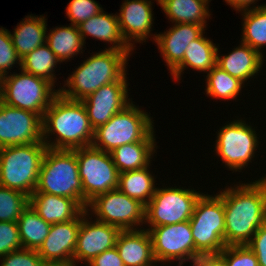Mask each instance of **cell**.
Wrapping results in <instances>:
<instances>
[{"instance_id":"d4e9b609","label":"cell","mask_w":266,"mask_h":266,"mask_svg":"<svg viewBox=\"0 0 266 266\" xmlns=\"http://www.w3.org/2000/svg\"><path fill=\"white\" fill-rule=\"evenodd\" d=\"M46 20L44 15H28L17 24L14 33L10 32L12 44L21 59L46 43Z\"/></svg>"},{"instance_id":"7402d4cb","label":"cell","mask_w":266,"mask_h":266,"mask_svg":"<svg viewBox=\"0 0 266 266\" xmlns=\"http://www.w3.org/2000/svg\"><path fill=\"white\" fill-rule=\"evenodd\" d=\"M29 205L47 223H64L76 219L85 209L74 199L48 193H32Z\"/></svg>"},{"instance_id":"44dd1931","label":"cell","mask_w":266,"mask_h":266,"mask_svg":"<svg viewBox=\"0 0 266 266\" xmlns=\"http://www.w3.org/2000/svg\"><path fill=\"white\" fill-rule=\"evenodd\" d=\"M217 50L216 65L232 77L238 78L244 84L260 73L264 63V54L240 41L227 55H219Z\"/></svg>"},{"instance_id":"ba28073f","label":"cell","mask_w":266,"mask_h":266,"mask_svg":"<svg viewBox=\"0 0 266 266\" xmlns=\"http://www.w3.org/2000/svg\"><path fill=\"white\" fill-rule=\"evenodd\" d=\"M2 77L0 101L6 105L39 114L42 118L59 93L45 79L20 70Z\"/></svg>"},{"instance_id":"836d02e7","label":"cell","mask_w":266,"mask_h":266,"mask_svg":"<svg viewBox=\"0 0 266 266\" xmlns=\"http://www.w3.org/2000/svg\"><path fill=\"white\" fill-rule=\"evenodd\" d=\"M29 205V197L22 192L0 186V222H17Z\"/></svg>"},{"instance_id":"5bb4252c","label":"cell","mask_w":266,"mask_h":266,"mask_svg":"<svg viewBox=\"0 0 266 266\" xmlns=\"http://www.w3.org/2000/svg\"><path fill=\"white\" fill-rule=\"evenodd\" d=\"M43 142V118L0 101V148Z\"/></svg>"},{"instance_id":"6da1fadb","label":"cell","mask_w":266,"mask_h":266,"mask_svg":"<svg viewBox=\"0 0 266 266\" xmlns=\"http://www.w3.org/2000/svg\"><path fill=\"white\" fill-rule=\"evenodd\" d=\"M233 186L217 193L225 211L224 241L226 246L247 245L266 222V175Z\"/></svg>"},{"instance_id":"7a4b0ae2","label":"cell","mask_w":266,"mask_h":266,"mask_svg":"<svg viewBox=\"0 0 266 266\" xmlns=\"http://www.w3.org/2000/svg\"><path fill=\"white\" fill-rule=\"evenodd\" d=\"M56 136L52 141L51 136ZM94 129L80 100L58 93L43 116V142L49 149L74 150L92 145Z\"/></svg>"},{"instance_id":"2e32d148","label":"cell","mask_w":266,"mask_h":266,"mask_svg":"<svg viewBox=\"0 0 266 266\" xmlns=\"http://www.w3.org/2000/svg\"><path fill=\"white\" fill-rule=\"evenodd\" d=\"M126 73L119 81L101 86L94 93L81 100L93 129L106 124L114 114L122 111L132 102L128 94Z\"/></svg>"},{"instance_id":"30bf717a","label":"cell","mask_w":266,"mask_h":266,"mask_svg":"<svg viewBox=\"0 0 266 266\" xmlns=\"http://www.w3.org/2000/svg\"><path fill=\"white\" fill-rule=\"evenodd\" d=\"M203 193L181 187L156 188L145 206V224L149 228L190 220L197 200Z\"/></svg>"},{"instance_id":"8fae6325","label":"cell","mask_w":266,"mask_h":266,"mask_svg":"<svg viewBox=\"0 0 266 266\" xmlns=\"http://www.w3.org/2000/svg\"><path fill=\"white\" fill-rule=\"evenodd\" d=\"M225 124L217 132L214 151L232 173L241 172L255 158L259 137L246 120L236 119Z\"/></svg>"},{"instance_id":"9c48e42d","label":"cell","mask_w":266,"mask_h":266,"mask_svg":"<svg viewBox=\"0 0 266 266\" xmlns=\"http://www.w3.org/2000/svg\"><path fill=\"white\" fill-rule=\"evenodd\" d=\"M83 188V208L95 196L118 188L119 172L110 153L92 145L76 149Z\"/></svg>"},{"instance_id":"ee69618b","label":"cell","mask_w":266,"mask_h":266,"mask_svg":"<svg viewBox=\"0 0 266 266\" xmlns=\"http://www.w3.org/2000/svg\"><path fill=\"white\" fill-rule=\"evenodd\" d=\"M42 266H76L73 263L71 264H51V263H44Z\"/></svg>"},{"instance_id":"7bdbcfd3","label":"cell","mask_w":266,"mask_h":266,"mask_svg":"<svg viewBox=\"0 0 266 266\" xmlns=\"http://www.w3.org/2000/svg\"><path fill=\"white\" fill-rule=\"evenodd\" d=\"M225 3H227L228 5H230V7H232L233 9H235L236 11H243L246 9H251V8H260V7H264L266 6V4H262V5H257L255 6L254 4H256V2L258 0H224ZM251 4L253 5L251 7Z\"/></svg>"},{"instance_id":"277c9868","label":"cell","mask_w":266,"mask_h":266,"mask_svg":"<svg viewBox=\"0 0 266 266\" xmlns=\"http://www.w3.org/2000/svg\"><path fill=\"white\" fill-rule=\"evenodd\" d=\"M44 142L0 148V186L24 193L35 191L44 154Z\"/></svg>"},{"instance_id":"d590c367","label":"cell","mask_w":266,"mask_h":266,"mask_svg":"<svg viewBox=\"0 0 266 266\" xmlns=\"http://www.w3.org/2000/svg\"><path fill=\"white\" fill-rule=\"evenodd\" d=\"M15 64L21 68V58L18 56L10 36V31L3 27L0 28V76L9 74V70Z\"/></svg>"},{"instance_id":"f6af8a7d","label":"cell","mask_w":266,"mask_h":266,"mask_svg":"<svg viewBox=\"0 0 266 266\" xmlns=\"http://www.w3.org/2000/svg\"><path fill=\"white\" fill-rule=\"evenodd\" d=\"M2 77L0 76V93H1Z\"/></svg>"},{"instance_id":"f546056e","label":"cell","mask_w":266,"mask_h":266,"mask_svg":"<svg viewBox=\"0 0 266 266\" xmlns=\"http://www.w3.org/2000/svg\"><path fill=\"white\" fill-rule=\"evenodd\" d=\"M17 223L22 246L30 250L39 249L51 227L30 205L22 211Z\"/></svg>"},{"instance_id":"cb8c5ba5","label":"cell","mask_w":266,"mask_h":266,"mask_svg":"<svg viewBox=\"0 0 266 266\" xmlns=\"http://www.w3.org/2000/svg\"><path fill=\"white\" fill-rule=\"evenodd\" d=\"M205 32L197 39L193 40L184 52L183 60L170 72L171 78L181 80V74L187 68L208 73L217 61V50L215 43L209 38L204 37Z\"/></svg>"},{"instance_id":"d6a6232c","label":"cell","mask_w":266,"mask_h":266,"mask_svg":"<svg viewBox=\"0 0 266 266\" xmlns=\"http://www.w3.org/2000/svg\"><path fill=\"white\" fill-rule=\"evenodd\" d=\"M206 88L207 96L222 100L237 99L241 93L244 83L238 78L232 77L226 71L215 65L208 73H206Z\"/></svg>"},{"instance_id":"1f68e13d","label":"cell","mask_w":266,"mask_h":266,"mask_svg":"<svg viewBox=\"0 0 266 266\" xmlns=\"http://www.w3.org/2000/svg\"><path fill=\"white\" fill-rule=\"evenodd\" d=\"M242 14L241 42L262 54L266 47V6L239 11Z\"/></svg>"},{"instance_id":"74e56055","label":"cell","mask_w":266,"mask_h":266,"mask_svg":"<svg viewBox=\"0 0 266 266\" xmlns=\"http://www.w3.org/2000/svg\"><path fill=\"white\" fill-rule=\"evenodd\" d=\"M23 248L17 222H0V257Z\"/></svg>"},{"instance_id":"8d00e7d4","label":"cell","mask_w":266,"mask_h":266,"mask_svg":"<svg viewBox=\"0 0 266 266\" xmlns=\"http://www.w3.org/2000/svg\"><path fill=\"white\" fill-rule=\"evenodd\" d=\"M219 254L227 266H259L257 256L247 245L226 246Z\"/></svg>"},{"instance_id":"52a82bcc","label":"cell","mask_w":266,"mask_h":266,"mask_svg":"<svg viewBox=\"0 0 266 266\" xmlns=\"http://www.w3.org/2000/svg\"><path fill=\"white\" fill-rule=\"evenodd\" d=\"M195 243V260L200 255L219 254L225 247V211L222 198L202 194L190 220Z\"/></svg>"},{"instance_id":"ab89813d","label":"cell","mask_w":266,"mask_h":266,"mask_svg":"<svg viewBox=\"0 0 266 266\" xmlns=\"http://www.w3.org/2000/svg\"><path fill=\"white\" fill-rule=\"evenodd\" d=\"M247 246L257 256L259 266H266V222L258 228Z\"/></svg>"},{"instance_id":"e575fe53","label":"cell","mask_w":266,"mask_h":266,"mask_svg":"<svg viewBox=\"0 0 266 266\" xmlns=\"http://www.w3.org/2000/svg\"><path fill=\"white\" fill-rule=\"evenodd\" d=\"M66 7V16L72 25L78 26L103 10L94 0H70Z\"/></svg>"},{"instance_id":"484cf974","label":"cell","mask_w":266,"mask_h":266,"mask_svg":"<svg viewBox=\"0 0 266 266\" xmlns=\"http://www.w3.org/2000/svg\"><path fill=\"white\" fill-rule=\"evenodd\" d=\"M156 146V141H138L121 145L110 154L118 172L123 173L152 165L151 161L156 153Z\"/></svg>"},{"instance_id":"3957f363","label":"cell","mask_w":266,"mask_h":266,"mask_svg":"<svg viewBox=\"0 0 266 266\" xmlns=\"http://www.w3.org/2000/svg\"><path fill=\"white\" fill-rule=\"evenodd\" d=\"M131 52L134 51L104 49L92 54L69 74L63 87L57 90L68 99H85L101 86L119 81L126 74Z\"/></svg>"},{"instance_id":"9a60e30c","label":"cell","mask_w":266,"mask_h":266,"mask_svg":"<svg viewBox=\"0 0 266 266\" xmlns=\"http://www.w3.org/2000/svg\"><path fill=\"white\" fill-rule=\"evenodd\" d=\"M90 213L84 210L80 214V228L73 254V264L90 262L104 251L116 246L121 230L110 224L98 220L89 221ZM77 263V264H76Z\"/></svg>"},{"instance_id":"4dcf8cb0","label":"cell","mask_w":266,"mask_h":266,"mask_svg":"<svg viewBox=\"0 0 266 266\" xmlns=\"http://www.w3.org/2000/svg\"><path fill=\"white\" fill-rule=\"evenodd\" d=\"M60 63V60L45 43L35 48L21 59V68H19V70L22 69L27 73L45 79L56 87L54 69H56V65Z\"/></svg>"},{"instance_id":"4fadbf2b","label":"cell","mask_w":266,"mask_h":266,"mask_svg":"<svg viewBox=\"0 0 266 266\" xmlns=\"http://www.w3.org/2000/svg\"><path fill=\"white\" fill-rule=\"evenodd\" d=\"M153 247V254L159 264L171 263L174 260L178 266H183L186 261L195 260V243L192 237L189 220L172 225L147 228Z\"/></svg>"},{"instance_id":"7c38bea8","label":"cell","mask_w":266,"mask_h":266,"mask_svg":"<svg viewBox=\"0 0 266 266\" xmlns=\"http://www.w3.org/2000/svg\"><path fill=\"white\" fill-rule=\"evenodd\" d=\"M86 211L96 220L118 227L121 231L139 230L145 224V205L118 188L101 193L88 202ZM138 227V228H137Z\"/></svg>"},{"instance_id":"f1b7e54d","label":"cell","mask_w":266,"mask_h":266,"mask_svg":"<svg viewBox=\"0 0 266 266\" xmlns=\"http://www.w3.org/2000/svg\"><path fill=\"white\" fill-rule=\"evenodd\" d=\"M150 171L149 165L142 169L119 173L118 189L146 206L157 188L155 175Z\"/></svg>"},{"instance_id":"4316f807","label":"cell","mask_w":266,"mask_h":266,"mask_svg":"<svg viewBox=\"0 0 266 266\" xmlns=\"http://www.w3.org/2000/svg\"><path fill=\"white\" fill-rule=\"evenodd\" d=\"M172 23L207 25L211 0H155Z\"/></svg>"},{"instance_id":"83f0119b","label":"cell","mask_w":266,"mask_h":266,"mask_svg":"<svg viewBox=\"0 0 266 266\" xmlns=\"http://www.w3.org/2000/svg\"><path fill=\"white\" fill-rule=\"evenodd\" d=\"M50 33H46V44L54 52L61 63L70 60L72 57L83 53V43L78 26H56ZM81 51V52H80Z\"/></svg>"},{"instance_id":"d6986e66","label":"cell","mask_w":266,"mask_h":266,"mask_svg":"<svg viewBox=\"0 0 266 266\" xmlns=\"http://www.w3.org/2000/svg\"><path fill=\"white\" fill-rule=\"evenodd\" d=\"M207 25L192 23H175L163 33L157 34L155 44L171 72L184 57L189 44L199 38Z\"/></svg>"},{"instance_id":"e0dca14e","label":"cell","mask_w":266,"mask_h":266,"mask_svg":"<svg viewBox=\"0 0 266 266\" xmlns=\"http://www.w3.org/2000/svg\"><path fill=\"white\" fill-rule=\"evenodd\" d=\"M152 3L150 0H125L120 7L117 14L120 31L132 49H135L136 42H147L149 36H153L154 42L156 40L157 34H151L154 22Z\"/></svg>"},{"instance_id":"ffe728a7","label":"cell","mask_w":266,"mask_h":266,"mask_svg":"<svg viewBox=\"0 0 266 266\" xmlns=\"http://www.w3.org/2000/svg\"><path fill=\"white\" fill-rule=\"evenodd\" d=\"M125 230L117 237L116 249L125 266H152L156 263L148 230Z\"/></svg>"},{"instance_id":"f35d334b","label":"cell","mask_w":266,"mask_h":266,"mask_svg":"<svg viewBox=\"0 0 266 266\" xmlns=\"http://www.w3.org/2000/svg\"><path fill=\"white\" fill-rule=\"evenodd\" d=\"M0 266H42L44 264L37 250L21 248L0 257Z\"/></svg>"},{"instance_id":"8992f818","label":"cell","mask_w":266,"mask_h":266,"mask_svg":"<svg viewBox=\"0 0 266 266\" xmlns=\"http://www.w3.org/2000/svg\"><path fill=\"white\" fill-rule=\"evenodd\" d=\"M33 193H48L76 200L83 207V188L76 149L47 148Z\"/></svg>"},{"instance_id":"60d3db41","label":"cell","mask_w":266,"mask_h":266,"mask_svg":"<svg viewBox=\"0 0 266 266\" xmlns=\"http://www.w3.org/2000/svg\"><path fill=\"white\" fill-rule=\"evenodd\" d=\"M86 266H125L116 247L108 249L93 258Z\"/></svg>"},{"instance_id":"603a6c76","label":"cell","mask_w":266,"mask_h":266,"mask_svg":"<svg viewBox=\"0 0 266 266\" xmlns=\"http://www.w3.org/2000/svg\"><path fill=\"white\" fill-rule=\"evenodd\" d=\"M104 12L103 9L98 14L78 25L83 43L86 44V37L92 36L96 40L106 43L110 42V45L113 44L105 49L133 51L134 49L125 42L121 34L117 14H107V12Z\"/></svg>"},{"instance_id":"ac0fdd59","label":"cell","mask_w":266,"mask_h":266,"mask_svg":"<svg viewBox=\"0 0 266 266\" xmlns=\"http://www.w3.org/2000/svg\"><path fill=\"white\" fill-rule=\"evenodd\" d=\"M79 228L80 215L68 222L52 224L48 236L37 250L43 262L51 264L73 263Z\"/></svg>"},{"instance_id":"5b68a950","label":"cell","mask_w":266,"mask_h":266,"mask_svg":"<svg viewBox=\"0 0 266 266\" xmlns=\"http://www.w3.org/2000/svg\"><path fill=\"white\" fill-rule=\"evenodd\" d=\"M154 120L133 101L122 111L94 129L92 146L110 153L115 148L138 141H155Z\"/></svg>"},{"instance_id":"b9f144b4","label":"cell","mask_w":266,"mask_h":266,"mask_svg":"<svg viewBox=\"0 0 266 266\" xmlns=\"http://www.w3.org/2000/svg\"><path fill=\"white\" fill-rule=\"evenodd\" d=\"M192 263V266H227L226 260L220 254L200 255Z\"/></svg>"}]
</instances>
